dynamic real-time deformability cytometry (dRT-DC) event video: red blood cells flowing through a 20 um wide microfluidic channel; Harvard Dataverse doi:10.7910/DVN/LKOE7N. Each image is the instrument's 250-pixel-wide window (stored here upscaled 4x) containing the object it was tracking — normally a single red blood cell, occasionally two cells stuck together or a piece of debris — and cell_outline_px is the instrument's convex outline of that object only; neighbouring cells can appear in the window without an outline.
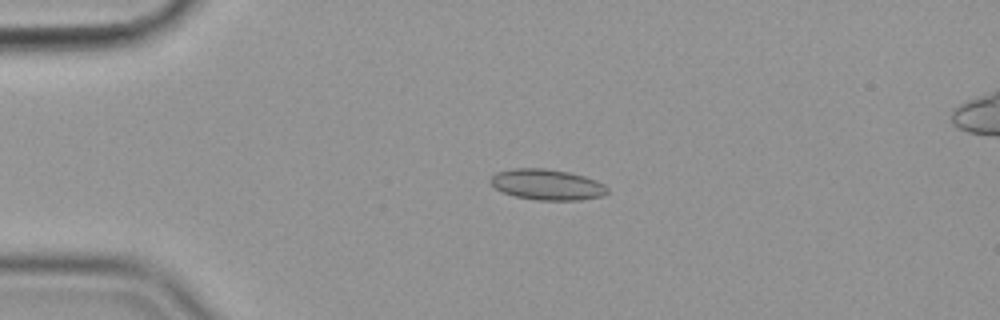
{"species": "common noctule bat (a hibernating species)", "species_latin": "Nyctalus noctula", "temperature_condition": "cold", "stored_images_in_passage": 55, "camera_frame_rate_fps": 3000, "um_per_image_px": 0.085, "animal": {"sex": "female", "body_mass_g": 19.9}, "frame": {"image": 1, "passage_image": 12, "time_ms": 3.667, "image_size_px": [1000, 320], "cell_outline_px": [[608, 192], [604, 196], [580, 200], [536, 200], [516, 196], [504, 192], [496, 188], [488, 180], [496, 172], [512, 168], [544, 168], [568, 172], [584, 176], [596, 180], [604, 184], [608, 188]], "centroid_in_image_um": [46.52, 15.69], "position_along_channel_um": 38.5, "area_um2": 20.98}}
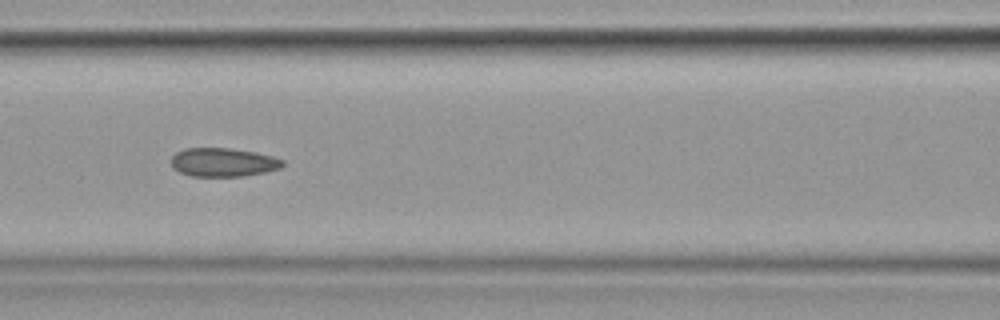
{"frame": {"image": 2, "passage_image": 24, "time_ms": 7.667, "image_size_px": [1000, 320], "cell_outline_px": [[284, 164], [280, 168], [264, 172], [244, 176], [192, 176], [180, 172], [172, 168], [172, 156], [176, 152], [184, 148], [228, 148], [256, 152], [272, 156], [284, 160]], "centroid_in_image_um": [18.96, 13.79], "position_along_channel_um": 147.6, "area_um2": 18.61}}
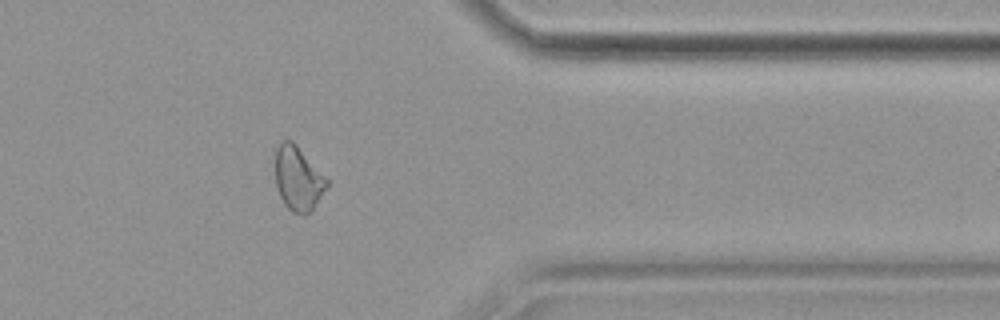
{"frame": {"image": 3, "passage_image": 45, "time_ms": 14.667, "image_size_px": [1000, 320], "cell_outline_px": [[328, 188], [312, 208], [304, 216], [300, 216], [292, 212], [284, 204], [276, 188], [276, 148], [280, 140], [292, 140], [296, 144], [328, 180]], "centroid_in_image_um": [25.32, 15.19], "position_along_channel_um": 386.1, "area_um2": 19.25}, "authors_computed_cell_mechanics": {"area_um2": 19.363, "velocity_mm_per_s": 3.5805, "shape_relaxation_time_tau1_ms": null, "shape_relaxation_time_tau2_ms": 4.2035, "deformation_change_tau1": null, "deformation_change_tau2": 0.1135}}